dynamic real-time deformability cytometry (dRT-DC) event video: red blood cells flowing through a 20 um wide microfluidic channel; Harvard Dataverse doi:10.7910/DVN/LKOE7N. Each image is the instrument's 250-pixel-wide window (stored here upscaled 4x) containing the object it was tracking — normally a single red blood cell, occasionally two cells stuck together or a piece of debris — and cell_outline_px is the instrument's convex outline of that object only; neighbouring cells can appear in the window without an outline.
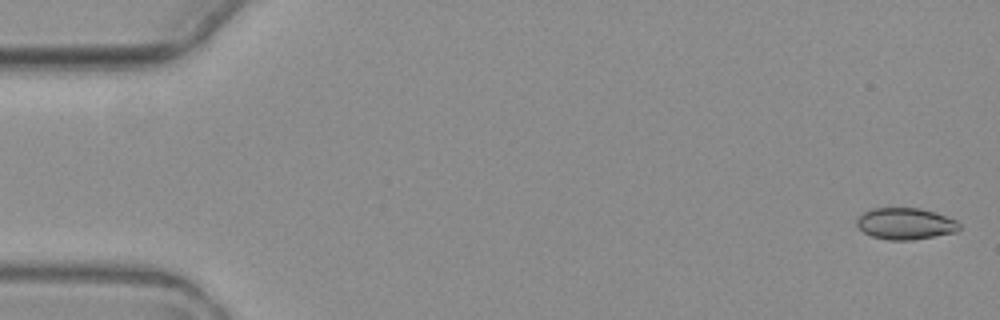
{"species": "common noctule bat (a hibernating species)", "species_latin": "Nyctalus noctula", "temperature_condition": "warm", "stored_images_in_passage": 5, "camera_frame_rate_fps": 3000, "um_per_image_px": 0.085, "animal": {"sex": "female", "body_mass_g": 19.3, "forearm_length_mm": 54.1}, "frame": {"image": 1, "passage_image": 1, "time_ms": 0.0, "image_size_px": [1000, 320], "cell_outline_px": [[960, 228], [956, 232], [912, 240], [888, 240], [872, 236], [864, 232], [856, 224], [856, 220], [864, 212], [872, 208], [920, 208], [936, 212], [956, 220], [960, 224]], "centroid_in_image_um": [76.97, 19.01], "position_along_channel_um": 8.0, "area_um2": 18.84}}